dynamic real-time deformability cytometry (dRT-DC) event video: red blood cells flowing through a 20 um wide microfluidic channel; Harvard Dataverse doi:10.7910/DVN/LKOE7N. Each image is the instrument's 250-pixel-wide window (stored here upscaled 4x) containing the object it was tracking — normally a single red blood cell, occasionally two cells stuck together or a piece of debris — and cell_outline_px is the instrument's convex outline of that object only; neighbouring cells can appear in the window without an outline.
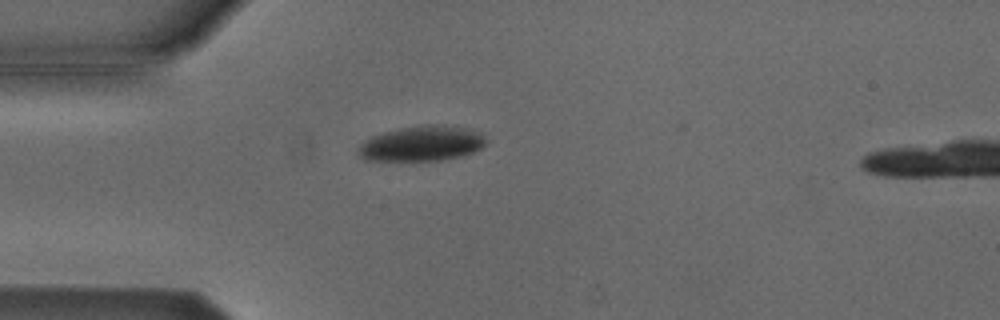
{"species": "Egyptian fruit bat (a non-hibernating species)", "species_latin": "Rousettus aegyptiacus", "temperature_condition": "cold", "stored_images_in_passage": 4, "camera_frame_rate_fps": 3000, "um_per_image_px": 0.085, "animal": {"sex": "male"}, "frame": {"image": 1, "passage_image": 3, "time_ms": 0.667, "image_size_px": [1000, 320], "cell_outline_px": [[488, 140], [480, 148], [472, 152], [460, 156], [444, 160], [364, 160], [356, 152], [356, 148], [364, 140], [372, 136], [384, 132], [400, 128], [428, 124], [436, 124], [468, 128], [480, 132]], "centroid_in_image_um": [35.83, 12.19], "position_along_channel_um": 49.2, "area_um2": 26.24}}